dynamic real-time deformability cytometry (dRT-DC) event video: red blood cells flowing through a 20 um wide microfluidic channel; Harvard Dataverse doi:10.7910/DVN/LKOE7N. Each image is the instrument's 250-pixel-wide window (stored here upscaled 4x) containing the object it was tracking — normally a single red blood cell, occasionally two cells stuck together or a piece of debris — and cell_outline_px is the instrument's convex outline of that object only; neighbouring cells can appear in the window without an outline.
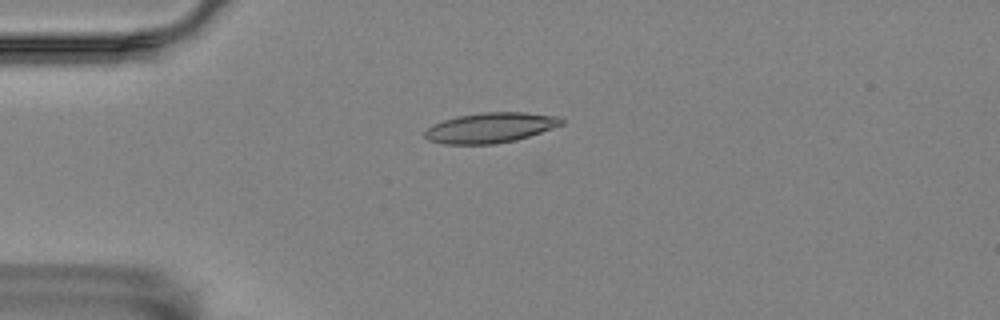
{"species": "Egyptian fruit bat (a non-hibernating species)", "species_latin": "Rousettus aegyptiacus", "temperature_condition": "room temperature", "stored_images_in_passage": 6, "camera_frame_rate_fps": 3000, "um_per_image_px": 0.085, "animal": {"sex": "female"}, "frame": {"image": 1, "passage_image": 5, "time_ms": 1.333, "image_size_px": [1000, 320], "cell_outline_px": [[564, 124], [516, 140], [496, 144], [444, 144], [428, 140], [424, 136], [424, 132], [432, 124], [456, 116], [480, 112], [524, 112], [560, 116], [564, 120]], "centroid_in_image_um": [41.68, 10.85], "position_along_channel_um": 43.3, "area_um2": 24.16}}